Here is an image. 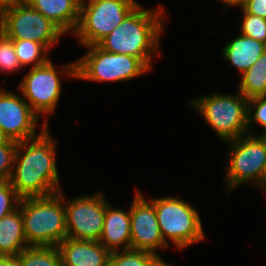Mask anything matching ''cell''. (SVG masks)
Listing matches in <instances>:
<instances>
[{
  "instance_id": "obj_23",
  "label": "cell",
  "mask_w": 266,
  "mask_h": 266,
  "mask_svg": "<svg viewBox=\"0 0 266 266\" xmlns=\"http://www.w3.org/2000/svg\"><path fill=\"white\" fill-rule=\"evenodd\" d=\"M23 68L17 59L13 40L0 30V72H17Z\"/></svg>"
},
{
  "instance_id": "obj_6",
  "label": "cell",
  "mask_w": 266,
  "mask_h": 266,
  "mask_svg": "<svg viewBox=\"0 0 266 266\" xmlns=\"http://www.w3.org/2000/svg\"><path fill=\"white\" fill-rule=\"evenodd\" d=\"M207 124L223 141L238 139L248 134V99L239 91L236 94H210L191 100Z\"/></svg>"
},
{
  "instance_id": "obj_31",
  "label": "cell",
  "mask_w": 266,
  "mask_h": 266,
  "mask_svg": "<svg viewBox=\"0 0 266 266\" xmlns=\"http://www.w3.org/2000/svg\"><path fill=\"white\" fill-rule=\"evenodd\" d=\"M14 0H0V12L4 10L9 4H11Z\"/></svg>"
},
{
  "instance_id": "obj_12",
  "label": "cell",
  "mask_w": 266,
  "mask_h": 266,
  "mask_svg": "<svg viewBox=\"0 0 266 266\" xmlns=\"http://www.w3.org/2000/svg\"><path fill=\"white\" fill-rule=\"evenodd\" d=\"M39 118L21 95L0 89V128L8 139L22 142L37 137Z\"/></svg>"
},
{
  "instance_id": "obj_3",
  "label": "cell",
  "mask_w": 266,
  "mask_h": 266,
  "mask_svg": "<svg viewBox=\"0 0 266 266\" xmlns=\"http://www.w3.org/2000/svg\"><path fill=\"white\" fill-rule=\"evenodd\" d=\"M64 195L22 198L19 203L28 246H58L67 238Z\"/></svg>"
},
{
  "instance_id": "obj_15",
  "label": "cell",
  "mask_w": 266,
  "mask_h": 266,
  "mask_svg": "<svg viewBox=\"0 0 266 266\" xmlns=\"http://www.w3.org/2000/svg\"><path fill=\"white\" fill-rule=\"evenodd\" d=\"M99 242L111 253L131 249L130 209L124 211L106 207L103 231ZM124 246V247H123Z\"/></svg>"
},
{
  "instance_id": "obj_4",
  "label": "cell",
  "mask_w": 266,
  "mask_h": 266,
  "mask_svg": "<svg viewBox=\"0 0 266 266\" xmlns=\"http://www.w3.org/2000/svg\"><path fill=\"white\" fill-rule=\"evenodd\" d=\"M80 59L64 65V74L79 80L121 82L145 74L150 69L137 57L110 53L98 45L86 46Z\"/></svg>"
},
{
  "instance_id": "obj_10",
  "label": "cell",
  "mask_w": 266,
  "mask_h": 266,
  "mask_svg": "<svg viewBox=\"0 0 266 266\" xmlns=\"http://www.w3.org/2000/svg\"><path fill=\"white\" fill-rule=\"evenodd\" d=\"M103 193L77 196L64 201L67 237L75 240L99 241L106 207L109 205ZM66 203V204H65Z\"/></svg>"
},
{
  "instance_id": "obj_14",
  "label": "cell",
  "mask_w": 266,
  "mask_h": 266,
  "mask_svg": "<svg viewBox=\"0 0 266 266\" xmlns=\"http://www.w3.org/2000/svg\"><path fill=\"white\" fill-rule=\"evenodd\" d=\"M57 247L62 266H108L110 252L99 241L67 237Z\"/></svg>"
},
{
  "instance_id": "obj_19",
  "label": "cell",
  "mask_w": 266,
  "mask_h": 266,
  "mask_svg": "<svg viewBox=\"0 0 266 266\" xmlns=\"http://www.w3.org/2000/svg\"><path fill=\"white\" fill-rule=\"evenodd\" d=\"M240 79L238 91L248 100L266 96V51Z\"/></svg>"
},
{
  "instance_id": "obj_27",
  "label": "cell",
  "mask_w": 266,
  "mask_h": 266,
  "mask_svg": "<svg viewBox=\"0 0 266 266\" xmlns=\"http://www.w3.org/2000/svg\"><path fill=\"white\" fill-rule=\"evenodd\" d=\"M20 200L9 181L0 182V219L16 210Z\"/></svg>"
},
{
  "instance_id": "obj_13",
  "label": "cell",
  "mask_w": 266,
  "mask_h": 266,
  "mask_svg": "<svg viewBox=\"0 0 266 266\" xmlns=\"http://www.w3.org/2000/svg\"><path fill=\"white\" fill-rule=\"evenodd\" d=\"M131 249L154 253L168 245L162 238L154 205L137 191L130 207Z\"/></svg>"
},
{
  "instance_id": "obj_7",
  "label": "cell",
  "mask_w": 266,
  "mask_h": 266,
  "mask_svg": "<svg viewBox=\"0 0 266 266\" xmlns=\"http://www.w3.org/2000/svg\"><path fill=\"white\" fill-rule=\"evenodd\" d=\"M227 142L230 148L225 179L227 196L232 189L246 183L253 182L264 189L266 137L251 133Z\"/></svg>"
},
{
  "instance_id": "obj_1",
  "label": "cell",
  "mask_w": 266,
  "mask_h": 266,
  "mask_svg": "<svg viewBox=\"0 0 266 266\" xmlns=\"http://www.w3.org/2000/svg\"><path fill=\"white\" fill-rule=\"evenodd\" d=\"M45 118L37 137L18 142L9 182L21 199L49 196L62 190L56 142L49 133L48 116Z\"/></svg>"
},
{
  "instance_id": "obj_16",
  "label": "cell",
  "mask_w": 266,
  "mask_h": 266,
  "mask_svg": "<svg viewBox=\"0 0 266 266\" xmlns=\"http://www.w3.org/2000/svg\"><path fill=\"white\" fill-rule=\"evenodd\" d=\"M65 34L74 33L80 19L81 0H25Z\"/></svg>"
},
{
  "instance_id": "obj_17",
  "label": "cell",
  "mask_w": 266,
  "mask_h": 266,
  "mask_svg": "<svg viewBox=\"0 0 266 266\" xmlns=\"http://www.w3.org/2000/svg\"><path fill=\"white\" fill-rule=\"evenodd\" d=\"M266 51V44L243 34L232 38L223 48L222 56L238 69L246 72Z\"/></svg>"
},
{
  "instance_id": "obj_28",
  "label": "cell",
  "mask_w": 266,
  "mask_h": 266,
  "mask_svg": "<svg viewBox=\"0 0 266 266\" xmlns=\"http://www.w3.org/2000/svg\"><path fill=\"white\" fill-rule=\"evenodd\" d=\"M241 7L249 14L266 19V0H245Z\"/></svg>"
},
{
  "instance_id": "obj_21",
  "label": "cell",
  "mask_w": 266,
  "mask_h": 266,
  "mask_svg": "<svg viewBox=\"0 0 266 266\" xmlns=\"http://www.w3.org/2000/svg\"><path fill=\"white\" fill-rule=\"evenodd\" d=\"M18 257L23 266H62L57 246H29Z\"/></svg>"
},
{
  "instance_id": "obj_30",
  "label": "cell",
  "mask_w": 266,
  "mask_h": 266,
  "mask_svg": "<svg viewBox=\"0 0 266 266\" xmlns=\"http://www.w3.org/2000/svg\"><path fill=\"white\" fill-rule=\"evenodd\" d=\"M223 4L230 6H239L241 7L245 0H220Z\"/></svg>"
},
{
  "instance_id": "obj_22",
  "label": "cell",
  "mask_w": 266,
  "mask_h": 266,
  "mask_svg": "<svg viewBox=\"0 0 266 266\" xmlns=\"http://www.w3.org/2000/svg\"><path fill=\"white\" fill-rule=\"evenodd\" d=\"M17 59L24 68L28 65L37 67L44 65L50 59L47 52L49 51L43 44L30 40H13Z\"/></svg>"
},
{
  "instance_id": "obj_2",
  "label": "cell",
  "mask_w": 266,
  "mask_h": 266,
  "mask_svg": "<svg viewBox=\"0 0 266 266\" xmlns=\"http://www.w3.org/2000/svg\"><path fill=\"white\" fill-rule=\"evenodd\" d=\"M165 10L143 9L138 4L110 34L97 45L110 53L132 55L152 70V55L159 53V36L163 32Z\"/></svg>"
},
{
  "instance_id": "obj_26",
  "label": "cell",
  "mask_w": 266,
  "mask_h": 266,
  "mask_svg": "<svg viewBox=\"0 0 266 266\" xmlns=\"http://www.w3.org/2000/svg\"><path fill=\"white\" fill-rule=\"evenodd\" d=\"M17 146L18 142L10 139L0 144V182L11 178Z\"/></svg>"
},
{
  "instance_id": "obj_5",
  "label": "cell",
  "mask_w": 266,
  "mask_h": 266,
  "mask_svg": "<svg viewBox=\"0 0 266 266\" xmlns=\"http://www.w3.org/2000/svg\"><path fill=\"white\" fill-rule=\"evenodd\" d=\"M148 201L154 205L162 238L167 245L169 240L177 249H184L205 239L201 217L187 201L175 196Z\"/></svg>"
},
{
  "instance_id": "obj_8",
  "label": "cell",
  "mask_w": 266,
  "mask_h": 266,
  "mask_svg": "<svg viewBox=\"0 0 266 266\" xmlns=\"http://www.w3.org/2000/svg\"><path fill=\"white\" fill-rule=\"evenodd\" d=\"M0 30L12 40H30L48 50L65 34L25 0H14L0 12Z\"/></svg>"
},
{
  "instance_id": "obj_20",
  "label": "cell",
  "mask_w": 266,
  "mask_h": 266,
  "mask_svg": "<svg viewBox=\"0 0 266 266\" xmlns=\"http://www.w3.org/2000/svg\"><path fill=\"white\" fill-rule=\"evenodd\" d=\"M108 266H171L159 255L141 250H123L110 253Z\"/></svg>"
},
{
  "instance_id": "obj_25",
  "label": "cell",
  "mask_w": 266,
  "mask_h": 266,
  "mask_svg": "<svg viewBox=\"0 0 266 266\" xmlns=\"http://www.w3.org/2000/svg\"><path fill=\"white\" fill-rule=\"evenodd\" d=\"M253 122L259 123L264 128V131L260 135L266 134V96L254 97L248 100V112H247V127L248 134L253 131L251 124Z\"/></svg>"
},
{
  "instance_id": "obj_24",
  "label": "cell",
  "mask_w": 266,
  "mask_h": 266,
  "mask_svg": "<svg viewBox=\"0 0 266 266\" xmlns=\"http://www.w3.org/2000/svg\"><path fill=\"white\" fill-rule=\"evenodd\" d=\"M241 33L266 44V19L247 13L242 7Z\"/></svg>"
},
{
  "instance_id": "obj_9",
  "label": "cell",
  "mask_w": 266,
  "mask_h": 266,
  "mask_svg": "<svg viewBox=\"0 0 266 266\" xmlns=\"http://www.w3.org/2000/svg\"><path fill=\"white\" fill-rule=\"evenodd\" d=\"M138 4L136 0H81L80 19L73 35L85 47L97 45Z\"/></svg>"
},
{
  "instance_id": "obj_33",
  "label": "cell",
  "mask_w": 266,
  "mask_h": 266,
  "mask_svg": "<svg viewBox=\"0 0 266 266\" xmlns=\"http://www.w3.org/2000/svg\"><path fill=\"white\" fill-rule=\"evenodd\" d=\"M264 189L266 190V170H265V173H264Z\"/></svg>"
},
{
  "instance_id": "obj_32",
  "label": "cell",
  "mask_w": 266,
  "mask_h": 266,
  "mask_svg": "<svg viewBox=\"0 0 266 266\" xmlns=\"http://www.w3.org/2000/svg\"><path fill=\"white\" fill-rule=\"evenodd\" d=\"M9 139L7 136L4 134L3 130L0 128V144H3L7 142Z\"/></svg>"
},
{
  "instance_id": "obj_11",
  "label": "cell",
  "mask_w": 266,
  "mask_h": 266,
  "mask_svg": "<svg viewBox=\"0 0 266 266\" xmlns=\"http://www.w3.org/2000/svg\"><path fill=\"white\" fill-rule=\"evenodd\" d=\"M63 72L56 71L51 59L44 65L31 67L19 84L20 93L38 115H50L61 97V76Z\"/></svg>"
},
{
  "instance_id": "obj_29",
  "label": "cell",
  "mask_w": 266,
  "mask_h": 266,
  "mask_svg": "<svg viewBox=\"0 0 266 266\" xmlns=\"http://www.w3.org/2000/svg\"><path fill=\"white\" fill-rule=\"evenodd\" d=\"M0 266H23L18 255H0Z\"/></svg>"
},
{
  "instance_id": "obj_18",
  "label": "cell",
  "mask_w": 266,
  "mask_h": 266,
  "mask_svg": "<svg viewBox=\"0 0 266 266\" xmlns=\"http://www.w3.org/2000/svg\"><path fill=\"white\" fill-rule=\"evenodd\" d=\"M29 247L20 207L0 219V255H18Z\"/></svg>"
}]
</instances>
